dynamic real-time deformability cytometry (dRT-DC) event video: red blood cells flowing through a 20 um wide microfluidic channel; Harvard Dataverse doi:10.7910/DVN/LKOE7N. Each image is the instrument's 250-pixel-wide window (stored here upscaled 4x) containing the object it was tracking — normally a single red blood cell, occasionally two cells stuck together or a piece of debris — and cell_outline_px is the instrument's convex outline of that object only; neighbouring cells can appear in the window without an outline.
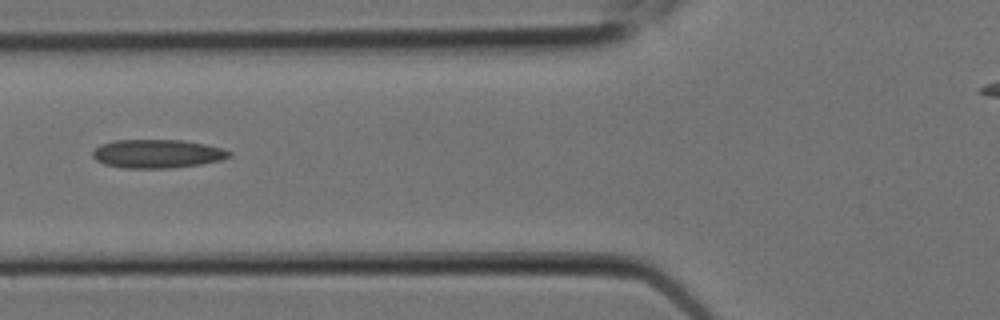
{"species": "Egyptian fruit bat (a non-hibernating species)", "species_latin": "Rousettus aegyptiacus", "temperature_condition": "room temperature", "stored_images_in_passage": 10, "camera_frame_rate_fps": 3000, "um_per_image_px": 0.085, "animal": {"sex": "female"}, "frame": {"image": 1, "passage_image": 7, "time_ms": 2.0, "image_size_px": [1000, 320], "cell_outline_px": [[232, 156], [220, 160], [200, 164], [168, 168], [124, 168], [104, 164], [96, 160], [92, 156], [92, 152], [100, 144], [112, 140], [184, 140], [204, 144], [220, 148], [232, 152]], "centroid_in_image_um": [13.34, 13.06], "position_along_channel_um": 112.5, "area_um2": 22.72}}
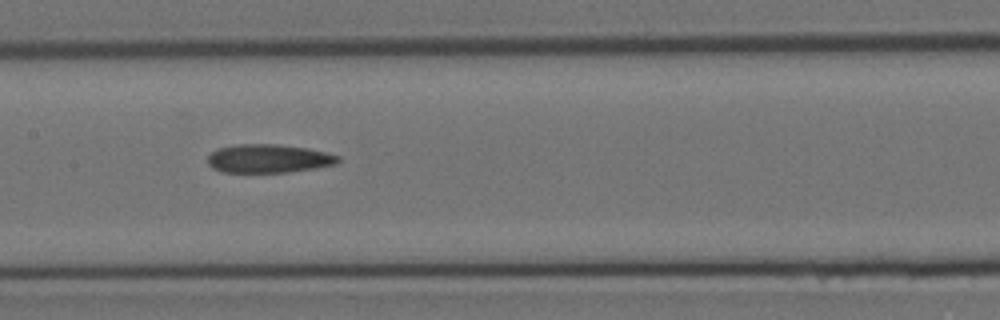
{"frame": {"image": 2, "passage_image": 9, "time_ms": 2.667, "image_size_px": [1000, 320], "cell_outline_px": [[340, 160], [336, 164], [316, 168], [288, 172], [224, 172], [212, 168], [208, 164], [208, 156], [216, 148], [236, 144], [276, 144], [308, 148], [340, 156]], "centroid_in_image_um": [22.82, 13.47], "position_along_channel_um": 184.6, "area_um2": 21.73}}
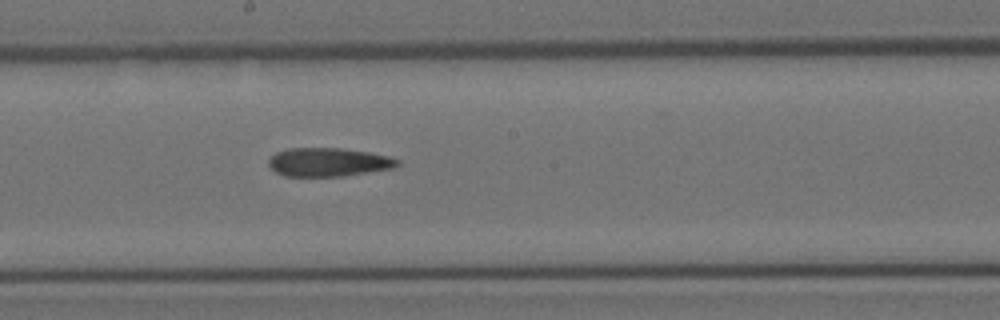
{"frame": {"image": 3, "passage_image": 10, "time_ms": 3.0, "image_size_px": [1000, 320], "cell_outline_px": [[400, 164], [392, 168], [344, 176], [284, 176], [276, 172], [268, 164], [268, 160], [276, 152], [288, 148], [340, 148], [368, 152], [388, 156], [400, 160]], "centroid_in_image_um": [27.91, 13.78], "position_along_channel_um": 220.3, "area_um2": 21.39}}